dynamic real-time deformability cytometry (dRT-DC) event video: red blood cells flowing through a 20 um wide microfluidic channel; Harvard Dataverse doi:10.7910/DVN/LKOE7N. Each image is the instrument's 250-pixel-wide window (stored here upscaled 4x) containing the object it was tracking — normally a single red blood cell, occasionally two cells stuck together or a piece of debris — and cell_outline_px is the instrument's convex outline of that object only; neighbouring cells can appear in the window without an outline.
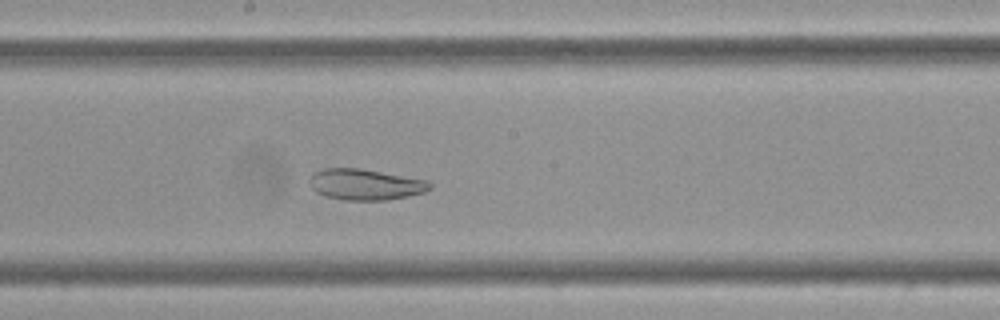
{"species": "Egyptian fruit bat (a non-hibernating species)", "species_latin": "Rousettus aegyptiacus", "temperature_condition": "cold", "stored_images_in_passage": 56, "camera_frame_rate_fps": 3000, "um_per_image_px": 0.085, "frame": {"image": 1, "passage_image": 29, "time_ms": 9.333, "image_size_px": [1000, 320], "cell_outline_px": [[432, 188], [424, 192], [408, 196], [384, 200], [344, 200], [328, 196], [316, 192], [308, 184], [308, 180], [312, 172], [324, 168], [360, 168], [428, 180], [432, 184]], "centroid_in_image_um": [31.03, 15.67], "position_along_channel_um": 217.2, "area_um2": 21.85}}
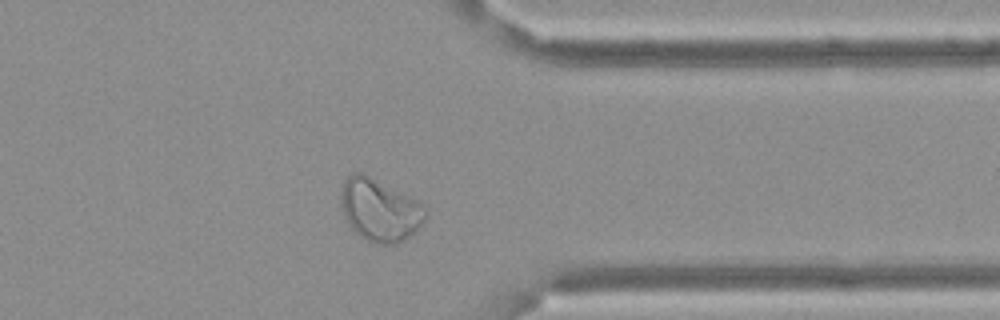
{"frame": {"image": 2, "passage_image": 44, "time_ms": 14.333, "image_size_px": [1000, 320], "cell_outline_px": [[428, 216], [416, 232], [404, 240], [396, 244], [376, 244], [360, 236], [348, 224], [344, 216], [340, 204], [340, 196], [344, 180], [352, 172], [360, 172], [412, 196], [420, 200], [424, 204], [428, 212]], "centroid_in_image_um": [32.32, 17.85], "position_along_channel_um": 379.1, "area_um2": 31.27}}
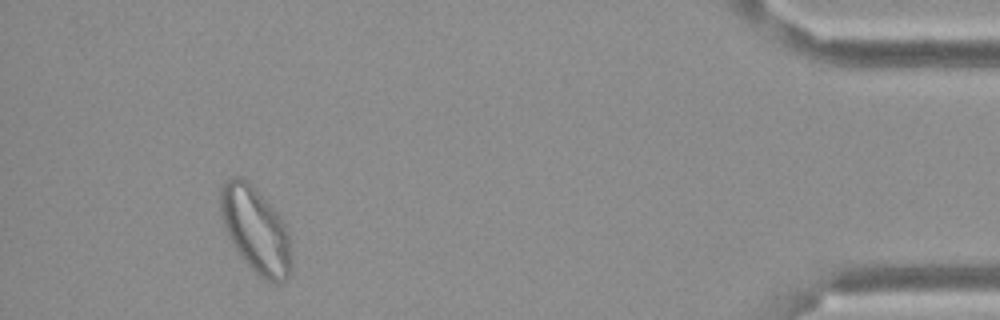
{"frame": {"image": 3, "passage_image": 52, "time_ms": 17.0, "image_size_px": [1000, 320], "cell_outline_px": [[292, 272], [280, 284], [272, 284], [260, 276], [240, 256], [232, 244], [224, 228], [220, 212], [220, 188], [224, 180], [232, 176], [240, 176], [252, 184], [272, 204], [288, 228], [292, 256]], "centroid_in_image_um": [21.75, 19.53], "position_along_channel_um": 413.4, "area_um2": 36.3}}